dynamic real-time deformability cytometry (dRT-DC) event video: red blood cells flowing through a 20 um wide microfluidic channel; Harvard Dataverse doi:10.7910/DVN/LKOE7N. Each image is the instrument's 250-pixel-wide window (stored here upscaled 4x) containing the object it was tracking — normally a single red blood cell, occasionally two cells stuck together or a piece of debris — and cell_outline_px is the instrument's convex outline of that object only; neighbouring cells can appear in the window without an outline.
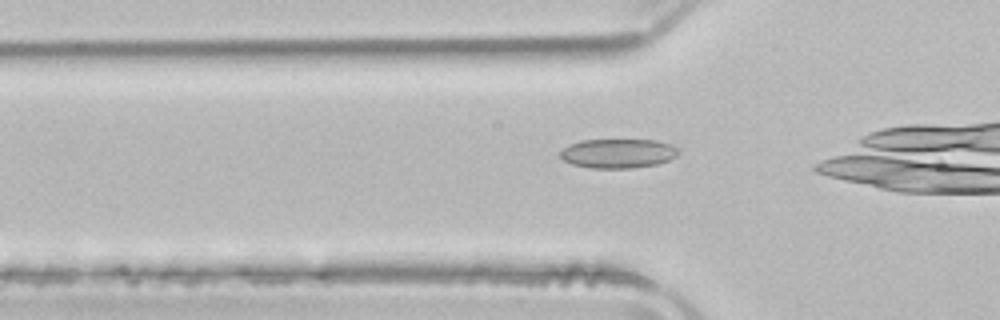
{"species": "common noctule bat (a hibernating species)", "species_latin": "Nyctalus noctula", "temperature_condition": "room temperature", "stored_images_in_passage": 37, "camera_frame_rate_fps": 3000, "um_per_image_px": 0.085, "animal": {"sex": "male", "body_mass_g": 21.5, "forearm_length_mm": 52.0}, "frame": {"image": 1, "passage_image": 12, "time_ms": 3.667, "image_size_px": [1000, 320], "cell_outline_px": [[680, 148], [676, 156], [668, 160], [656, 164], [632, 168], [592, 168], [572, 164], [564, 160], [560, 156], [560, 152], [568, 144], [580, 140], [656, 140], [672, 144]], "centroid_in_image_um": [52.54, 13.03], "position_along_channel_um": 73.3, "area_um2": 20.23}}
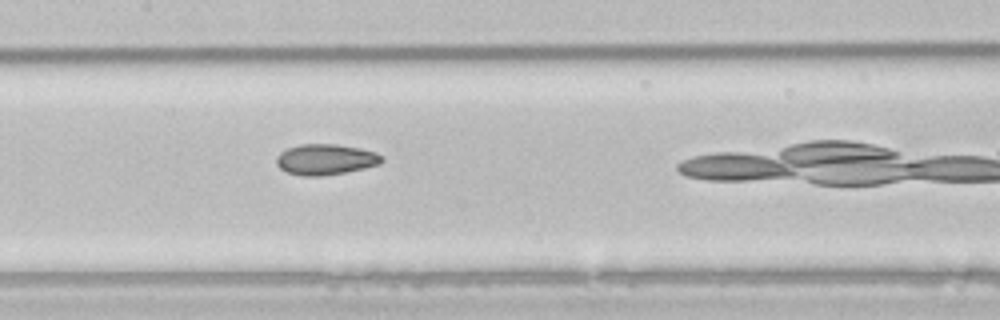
{"frame": {"image": 2, "passage_image": 20, "time_ms": 6.333, "image_size_px": [1000, 320], "cell_outline_px": [[384, 160], [380, 164], [364, 168], [344, 172], [320, 176], [304, 176], [288, 172], [280, 168], [276, 164], [276, 156], [280, 152], [288, 148], [300, 144], [336, 144], [360, 148], [376, 152], [384, 156]], "centroid_in_image_um": [27.69, 13.54], "position_along_channel_um": 179.7, "area_um2": 18.9}}
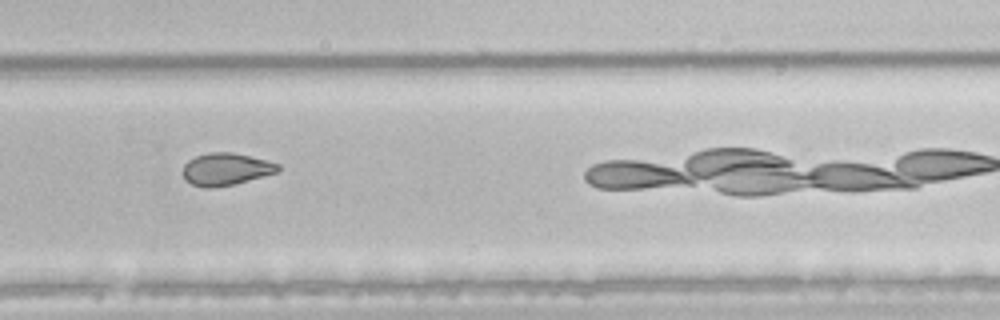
{"frame": {"image": 3, "passage_image": 30, "time_ms": 9.667, "image_size_px": [1000, 320], "cell_outline_px": [[280, 172], [232, 184], [212, 188], [204, 188], [192, 184], [184, 176], [184, 164], [188, 160], [196, 156], [208, 152], [232, 152], [280, 164]], "centroid_in_image_um": [19.22, 14.37], "position_along_channel_um": 310.6, "area_um2": 17.69}}